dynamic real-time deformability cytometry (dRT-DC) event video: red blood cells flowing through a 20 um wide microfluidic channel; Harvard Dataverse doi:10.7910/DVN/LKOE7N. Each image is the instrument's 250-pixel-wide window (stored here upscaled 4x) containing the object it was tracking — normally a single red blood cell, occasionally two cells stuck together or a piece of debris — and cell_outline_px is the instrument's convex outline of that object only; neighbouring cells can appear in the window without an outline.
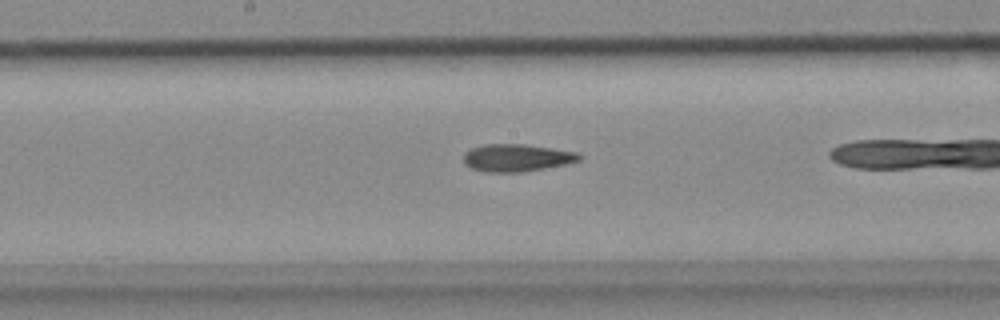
{"species": "common noctule bat (a hibernating species)", "species_latin": "Nyctalus noctula", "temperature_condition": "cold", "stored_images_in_passage": 35, "camera_frame_rate_fps": 3000, "um_per_image_px": 0.085, "animal": {"sex": "female", "body_mass_g": 18.4}, "frame": {"image": 1, "passage_image": 21, "time_ms": 6.667, "image_size_px": [1000, 320], "cell_outline_px": [[584, 156], [580, 160], [568, 164], [524, 172], [488, 172], [472, 168], [464, 164], [464, 152], [472, 148], [484, 144], [524, 144], [580, 152]], "centroid_in_image_um": [43.98, 13.41], "position_along_channel_um": 204.2, "area_um2": 18.73}}
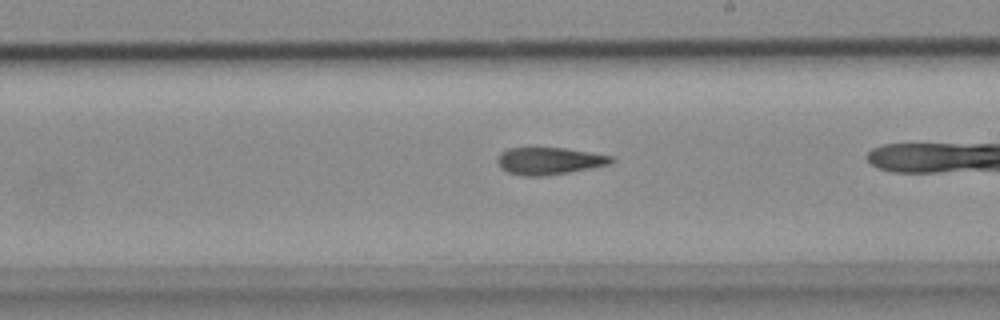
{"frame": {"image": 2, "passage_image": 24, "time_ms": 7.667, "image_size_px": [1000, 320], "cell_outline_px": [[616, 160], [608, 164], [568, 172], [544, 176], [524, 176], [508, 172], [500, 168], [496, 160], [500, 152], [508, 148], [564, 148], [612, 156]], "centroid_in_image_um": [46.63, 13.68], "position_along_channel_um": 242.4, "area_um2": 17.86}}
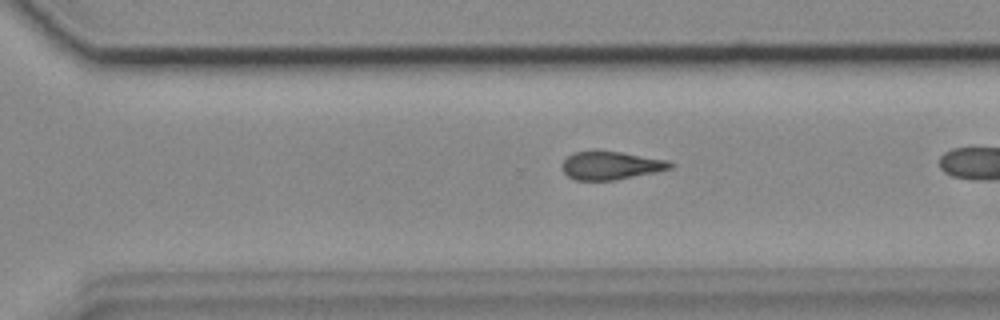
{"frame": {"image": 3, "passage_image": 30, "time_ms": 9.667, "image_size_px": [1000, 320], "cell_outline_px": [[676, 164], [672, 168], [656, 172], [612, 180], [576, 180], [568, 176], [560, 168], [560, 164], [572, 152], [620, 152], [668, 160]], "centroid_in_image_um": [51.92, 14.07], "position_along_channel_um": 318.7, "area_um2": 17.57}}